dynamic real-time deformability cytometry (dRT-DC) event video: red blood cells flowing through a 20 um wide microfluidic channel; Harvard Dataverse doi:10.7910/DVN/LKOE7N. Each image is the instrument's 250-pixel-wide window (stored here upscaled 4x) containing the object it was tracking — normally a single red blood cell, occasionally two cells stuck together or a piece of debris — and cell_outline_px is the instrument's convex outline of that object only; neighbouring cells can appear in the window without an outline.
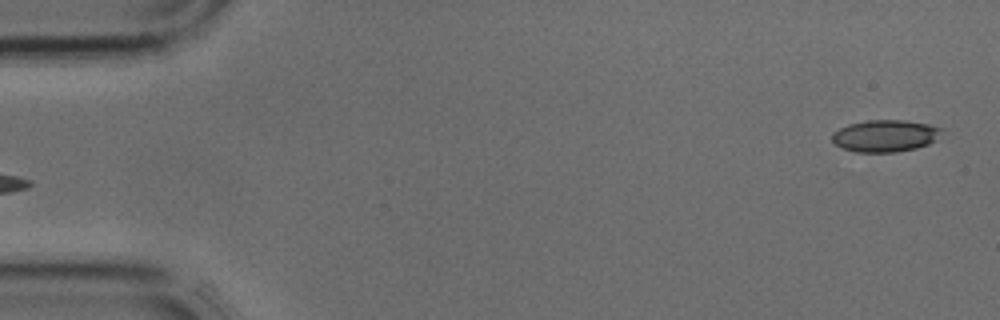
{"species": "common noctule bat (a hibernating species)", "species_latin": "Nyctalus noctula", "temperature_condition": "cold", "stored_images_in_passage": 2, "segment_of_instrument_passage": [2, 2], "camera_frame_rate_fps": 3000, "um_per_image_px": 0.085, "animal": {"sex": "male", "body_mass_g": 17.9, "forearm_length_mm": 54.2}, "frame": {"image": 1, "passage_image": 2, "time_ms": 0.333, "image_size_px": [1000, 320], "cell_outline_px": [[944, 128], [936, 140], [928, 144], [916, 148], [896, 152], [856, 152], [844, 148], [836, 144], [832, 140], [832, 132], [848, 124], [868, 120], [904, 120], [928, 124]], "centroid_in_image_um": [75.25, 11.54], "position_along_channel_um": 9.7, "area_um2": 20.4}}